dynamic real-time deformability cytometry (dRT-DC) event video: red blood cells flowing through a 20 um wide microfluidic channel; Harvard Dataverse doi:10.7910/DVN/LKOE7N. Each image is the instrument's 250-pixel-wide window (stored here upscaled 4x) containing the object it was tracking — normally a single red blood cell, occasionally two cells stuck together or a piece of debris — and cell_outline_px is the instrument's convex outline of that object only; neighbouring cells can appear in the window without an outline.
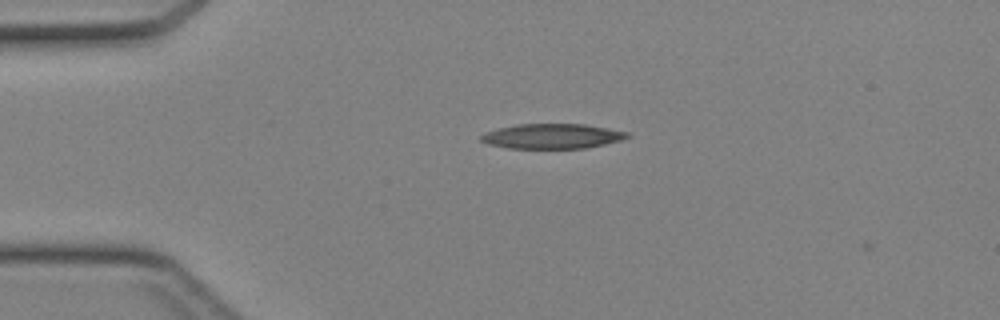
{"species": "Egyptian fruit bat (a non-hibernating species)", "species_latin": "Rousettus aegyptiacus", "temperature_condition": "cold", "stored_images_in_passage": 35, "camera_frame_rate_fps": 3000, "um_per_image_px": 0.085, "animal": {"sex": "female"}, "frame": {"image": 1, "passage_image": 1, "time_ms": 0.0, "image_size_px": [1000, 320], "cell_outline_px": [[632, 136], [620, 140], [604, 144], [584, 148], [508, 148], [488, 144], [480, 140], [480, 136], [488, 132], [500, 128], [516, 124], [584, 124], [608, 128], [628, 132]], "centroid_in_image_um": [46.96, 11.57], "position_along_channel_um": 38.0, "area_um2": 21.04}}
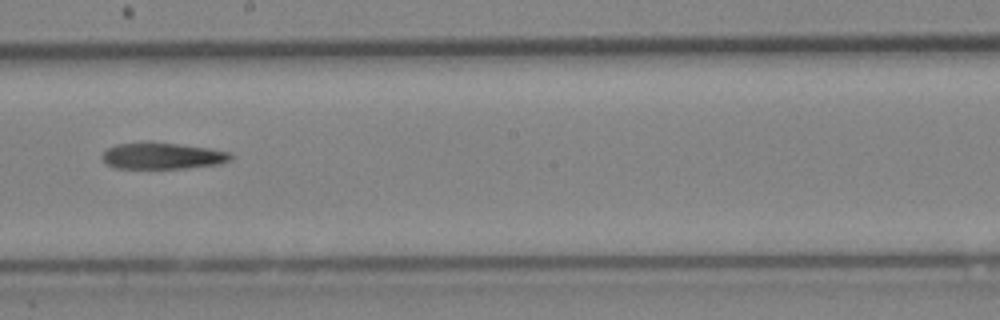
{"frame": {"image": 2, "passage_image": 16, "time_ms": 5.0, "image_size_px": [1000, 320], "cell_outline_px": [[232, 160], [220, 164], [184, 168], [116, 168], [108, 164], [100, 156], [108, 148], [116, 144], [144, 140], [152, 140], [208, 148], [232, 152]], "centroid_in_image_um": [13.81, 13.22], "position_along_channel_um": 234.4, "area_um2": 20.29}}
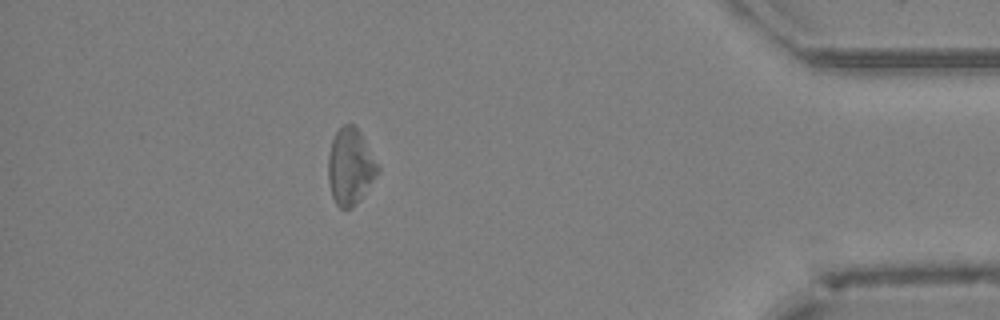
{"frame": {"image": 3, "passage_image": 30, "time_ms": 9.667, "image_size_px": [1000, 320], "cell_outline_px": [[380, 168], [352, 208], [340, 208], [336, 204], [332, 196], [328, 180], [328, 156], [332, 140], [336, 132], [344, 124], [352, 124], [360, 132], [380, 164]], "centroid_in_image_um": [29.76, 14.12], "position_along_channel_um": 405.4, "area_um2": 21.68}}